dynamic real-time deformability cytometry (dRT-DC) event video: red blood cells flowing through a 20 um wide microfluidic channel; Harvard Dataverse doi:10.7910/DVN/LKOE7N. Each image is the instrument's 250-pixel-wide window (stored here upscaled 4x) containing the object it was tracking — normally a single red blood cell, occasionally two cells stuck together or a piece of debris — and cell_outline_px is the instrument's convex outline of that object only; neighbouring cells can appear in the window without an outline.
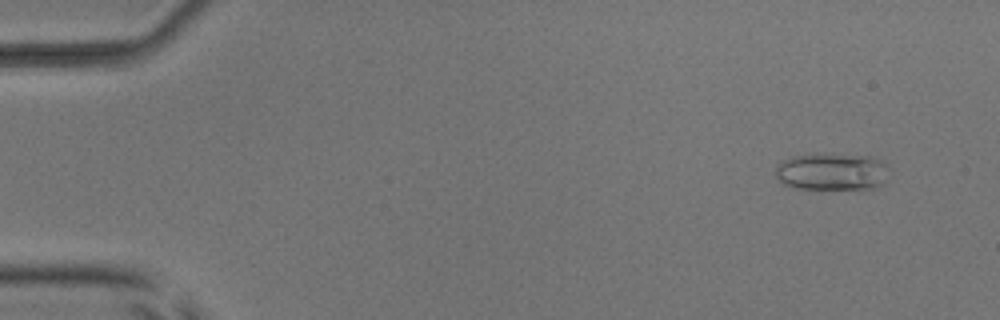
{"species": "common noctule bat (a hibernating species)", "species_latin": "Nyctalus noctula", "temperature_condition": "room temperature", "stored_images_in_passage": 6, "camera_frame_rate_fps": 3000, "um_per_image_px": 0.085, "animal": {"sex": "male", "body_mass_g": 17.9, "forearm_length_mm": 54.2}, "frame": {"image": 1, "passage_image": 1, "time_ms": 0.0, "image_size_px": [1000, 320], "cell_outline_px": [[892, 168], [884, 184], [876, 188], [860, 192], [792, 188], [784, 184], [776, 176], [776, 164], [792, 156], [816, 152], [828, 152], [872, 156], [888, 164]], "centroid_in_image_um": [70.81, 14.61], "position_along_channel_um": 14.2, "area_um2": 26.76}}
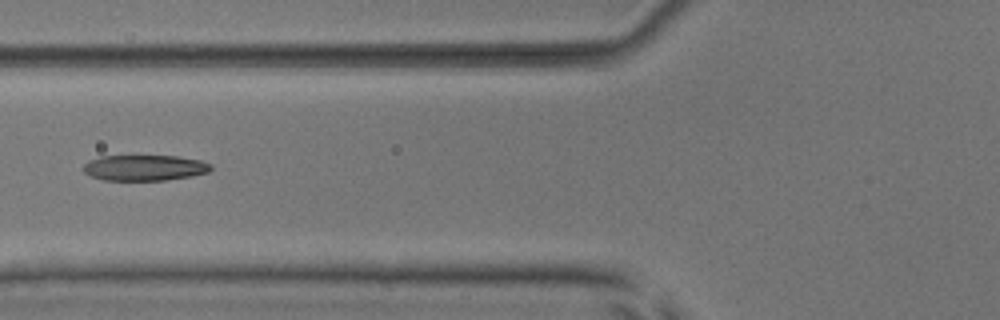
{"frame": {"image": 2, "passage_image": 6, "time_ms": 5.667, "image_size_px": [1000, 320], "cell_outline_px": [[212, 168], [208, 172], [192, 176], [164, 180], [104, 180], [92, 176], [84, 172], [84, 164], [88, 160], [100, 156], [180, 156], [200, 160], [212, 164]], "centroid_in_image_um": [12.31, 14.25], "position_along_channel_um": 113.5, "area_um2": 19.13}}